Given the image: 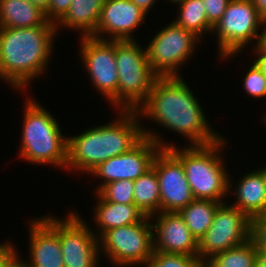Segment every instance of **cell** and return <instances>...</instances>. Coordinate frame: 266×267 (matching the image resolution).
I'll return each mask as SVG.
<instances>
[{
	"instance_id": "e0dca14e",
	"label": "cell",
	"mask_w": 266,
	"mask_h": 267,
	"mask_svg": "<svg viewBox=\"0 0 266 267\" xmlns=\"http://www.w3.org/2000/svg\"><path fill=\"white\" fill-rule=\"evenodd\" d=\"M30 257L19 260L23 267H64L62 246L57 232L43 219L31 221Z\"/></svg>"
},
{
	"instance_id": "3957f363",
	"label": "cell",
	"mask_w": 266,
	"mask_h": 267,
	"mask_svg": "<svg viewBox=\"0 0 266 267\" xmlns=\"http://www.w3.org/2000/svg\"><path fill=\"white\" fill-rule=\"evenodd\" d=\"M56 30V26L0 28V78L23 89L43 73Z\"/></svg>"
},
{
	"instance_id": "cb8c5ba5",
	"label": "cell",
	"mask_w": 266,
	"mask_h": 267,
	"mask_svg": "<svg viewBox=\"0 0 266 267\" xmlns=\"http://www.w3.org/2000/svg\"><path fill=\"white\" fill-rule=\"evenodd\" d=\"M256 258L257 248L250 239L242 245L213 255L202 267H256Z\"/></svg>"
},
{
	"instance_id": "ba28073f",
	"label": "cell",
	"mask_w": 266,
	"mask_h": 267,
	"mask_svg": "<svg viewBox=\"0 0 266 267\" xmlns=\"http://www.w3.org/2000/svg\"><path fill=\"white\" fill-rule=\"evenodd\" d=\"M264 21L252 0H230L223 17L213 27L218 34L220 56H233L252 39L259 41L258 29Z\"/></svg>"
},
{
	"instance_id": "6da1fadb",
	"label": "cell",
	"mask_w": 266,
	"mask_h": 267,
	"mask_svg": "<svg viewBox=\"0 0 266 267\" xmlns=\"http://www.w3.org/2000/svg\"><path fill=\"white\" fill-rule=\"evenodd\" d=\"M136 111L187 137L192 146H207L222 138L211 130L198 100L180 76H158Z\"/></svg>"
},
{
	"instance_id": "e575fe53",
	"label": "cell",
	"mask_w": 266,
	"mask_h": 267,
	"mask_svg": "<svg viewBox=\"0 0 266 267\" xmlns=\"http://www.w3.org/2000/svg\"><path fill=\"white\" fill-rule=\"evenodd\" d=\"M261 16L266 20V0H252Z\"/></svg>"
},
{
	"instance_id": "f546056e",
	"label": "cell",
	"mask_w": 266,
	"mask_h": 267,
	"mask_svg": "<svg viewBox=\"0 0 266 267\" xmlns=\"http://www.w3.org/2000/svg\"><path fill=\"white\" fill-rule=\"evenodd\" d=\"M208 22L214 27L223 17L230 0H202Z\"/></svg>"
},
{
	"instance_id": "9a60e30c",
	"label": "cell",
	"mask_w": 266,
	"mask_h": 267,
	"mask_svg": "<svg viewBox=\"0 0 266 267\" xmlns=\"http://www.w3.org/2000/svg\"><path fill=\"white\" fill-rule=\"evenodd\" d=\"M146 15L131 0H104L99 23L91 36L105 39L100 34L107 33L112 41L134 40L131 32L145 21Z\"/></svg>"
},
{
	"instance_id": "4316f807",
	"label": "cell",
	"mask_w": 266,
	"mask_h": 267,
	"mask_svg": "<svg viewBox=\"0 0 266 267\" xmlns=\"http://www.w3.org/2000/svg\"><path fill=\"white\" fill-rule=\"evenodd\" d=\"M146 267H202L198 257L184 254L153 252Z\"/></svg>"
},
{
	"instance_id": "d4e9b609",
	"label": "cell",
	"mask_w": 266,
	"mask_h": 267,
	"mask_svg": "<svg viewBox=\"0 0 266 267\" xmlns=\"http://www.w3.org/2000/svg\"><path fill=\"white\" fill-rule=\"evenodd\" d=\"M179 17L175 22L185 30L193 32L197 37L207 31L213 32V26L208 22L205 4L202 0H183L179 3Z\"/></svg>"
},
{
	"instance_id": "60d3db41",
	"label": "cell",
	"mask_w": 266,
	"mask_h": 267,
	"mask_svg": "<svg viewBox=\"0 0 266 267\" xmlns=\"http://www.w3.org/2000/svg\"><path fill=\"white\" fill-rule=\"evenodd\" d=\"M14 267H23L19 262Z\"/></svg>"
},
{
	"instance_id": "44dd1931",
	"label": "cell",
	"mask_w": 266,
	"mask_h": 267,
	"mask_svg": "<svg viewBox=\"0 0 266 267\" xmlns=\"http://www.w3.org/2000/svg\"><path fill=\"white\" fill-rule=\"evenodd\" d=\"M103 4L104 0H73L56 27L61 24L82 31L81 36H91L99 23Z\"/></svg>"
},
{
	"instance_id": "7c38bea8",
	"label": "cell",
	"mask_w": 266,
	"mask_h": 267,
	"mask_svg": "<svg viewBox=\"0 0 266 267\" xmlns=\"http://www.w3.org/2000/svg\"><path fill=\"white\" fill-rule=\"evenodd\" d=\"M145 138L132 150L111 157L100 163L90 173L105 179L97 188L98 192L105 184L118 180H135L152 168L154 158L161 148H166L163 140L155 132L143 129Z\"/></svg>"
},
{
	"instance_id": "52a82bcc",
	"label": "cell",
	"mask_w": 266,
	"mask_h": 267,
	"mask_svg": "<svg viewBox=\"0 0 266 267\" xmlns=\"http://www.w3.org/2000/svg\"><path fill=\"white\" fill-rule=\"evenodd\" d=\"M146 216L141 222L105 231L99 239L107 257L116 266L145 264L153 255V228ZM103 246V248L101 247Z\"/></svg>"
},
{
	"instance_id": "9c48e42d",
	"label": "cell",
	"mask_w": 266,
	"mask_h": 267,
	"mask_svg": "<svg viewBox=\"0 0 266 267\" xmlns=\"http://www.w3.org/2000/svg\"><path fill=\"white\" fill-rule=\"evenodd\" d=\"M225 204L217 208L212 225L198 242V259L202 264L207 258L251 239L252 219L238 208Z\"/></svg>"
},
{
	"instance_id": "5bb4252c",
	"label": "cell",
	"mask_w": 266,
	"mask_h": 267,
	"mask_svg": "<svg viewBox=\"0 0 266 267\" xmlns=\"http://www.w3.org/2000/svg\"><path fill=\"white\" fill-rule=\"evenodd\" d=\"M152 167L160 187V212L178 213L195 198L185 176L180 159L170 150L161 148Z\"/></svg>"
},
{
	"instance_id": "2e32d148",
	"label": "cell",
	"mask_w": 266,
	"mask_h": 267,
	"mask_svg": "<svg viewBox=\"0 0 266 267\" xmlns=\"http://www.w3.org/2000/svg\"><path fill=\"white\" fill-rule=\"evenodd\" d=\"M159 213L156 224H152V228L156 229V233L153 232L154 252L198 257V241L179 213Z\"/></svg>"
},
{
	"instance_id": "5b68a950",
	"label": "cell",
	"mask_w": 266,
	"mask_h": 267,
	"mask_svg": "<svg viewBox=\"0 0 266 267\" xmlns=\"http://www.w3.org/2000/svg\"><path fill=\"white\" fill-rule=\"evenodd\" d=\"M20 156L32 164L66 167V139L56 119L41 105L30 99L25 104Z\"/></svg>"
},
{
	"instance_id": "f35d334b",
	"label": "cell",
	"mask_w": 266,
	"mask_h": 267,
	"mask_svg": "<svg viewBox=\"0 0 266 267\" xmlns=\"http://www.w3.org/2000/svg\"><path fill=\"white\" fill-rule=\"evenodd\" d=\"M260 171L263 173L264 175V180H265V184H266V167L265 168H260Z\"/></svg>"
},
{
	"instance_id": "277c9868",
	"label": "cell",
	"mask_w": 266,
	"mask_h": 267,
	"mask_svg": "<svg viewBox=\"0 0 266 267\" xmlns=\"http://www.w3.org/2000/svg\"><path fill=\"white\" fill-rule=\"evenodd\" d=\"M224 141L221 138L207 146L191 145L182 150H178L174 145H167V149L180 159L195 199L223 203L221 200L230 191V178L219 155Z\"/></svg>"
},
{
	"instance_id": "d590c367",
	"label": "cell",
	"mask_w": 266,
	"mask_h": 267,
	"mask_svg": "<svg viewBox=\"0 0 266 267\" xmlns=\"http://www.w3.org/2000/svg\"><path fill=\"white\" fill-rule=\"evenodd\" d=\"M256 267H266V250H257Z\"/></svg>"
},
{
	"instance_id": "ac0fdd59",
	"label": "cell",
	"mask_w": 266,
	"mask_h": 267,
	"mask_svg": "<svg viewBox=\"0 0 266 267\" xmlns=\"http://www.w3.org/2000/svg\"><path fill=\"white\" fill-rule=\"evenodd\" d=\"M235 189L237 201L233 207L251 219L266 214V184L260 169L244 175Z\"/></svg>"
},
{
	"instance_id": "4dcf8cb0",
	"label": "cell",
	"mask_w": 266,
	"mask_h": 267,
	"mask_svg": "<svg viewBox=\"0 0 266 267\" xmlns=\"http://www.w3.org/2000/svg\"><path fill=\"white\" fill-rule=\"evenodd\" d=\"M72 1L73 0H50L48 8L45 10L48 21L56 25L68 12Z\"/></svg>"
},
{
	"instance_id": "74e56055",
	"label": "cell",
	"mask_w": 266,
	"mask_h": 267,
	"mask_svg": "<svg viewBox=\"0 0 266 267\" xmlns=\"http://www.w3.org/2000/svg\"><path fill=\"white\" fill-rule=\"evenodd\" d=\"M31 4L41 7L44 11L48 8L50 0H27Z\"/></svg>"
},
{
	"instance_id": "d6a6232c",
	"label": "cell",
	"mask_w": 266,
	"mask_h": 267,
	"mask_svg": "<svg viewBox=\"0 0 266 267\" xmlns=\"http://www.w3.org/2000/svg\"><path fill=\"white\" fill-rule=\"evenodd\" d=\"M258 58L254 61L257 67L266 75V51L258 44L255 46Z\"/></svg>"
},
{
	"instance_id": "30bf717a",
	"label": "cell",
	"mask_w": 266,
	"mask_h": 267,
	"mask_svg": "<svg viewBox=\"0 0 266 267\" xmlns=\"http://www.w3.org/2000/svg\"><path fill=\"white\" fill-rule=\"evenodd\" d=\"M198 38L172 22L160 30L145 49L151 69L158 76H179L177 68L190 58Z\"/></svg>"
},
{
	"instance_id": "7a4b0ae2",
	"label": "cell",
	"mask_w": 266,
	"mask_h": 267,
	"mask_svg": "<svg viewBox=\"0 0 266 267\" xmlns=\"http://www.w3.org/2000/svg\"><path fill=\"white\" fill-rule=\"evenodd\" d=\"M121 119L104 126L93 127L78 136L67 138L66 168L88 174L111 157L132 150L144 138L136 110H121Z\"/></svg>"
},
{
	"instance_id": "8fae6325",
	"label": "cell",
	"mask_w": 266,
	"mask_h": 267,
	"mask_svg": "<svg viewBox=\"0 0 266 267\" xmlns=\"http://www.w3.org/2000/svg\"><path fill=\"white\" fill-rule=\"evenodd\" d=\"M66 218L63 221L52 216L43 218L59 235L64 267H98V236L79 215L71 212Z\"/></svg>"
},
{
	"instance_id": "83f0119b",
	"label": "cell",
	"mask_w": 266,
	"mask_h": 267,
	"mask_svg": "<svg viewBox=\"0 0 266 267\" xmlns=\"http://www.w3.org/2000/svg\"><path fill=\"white\" fill-rule=\"evenodd\" d=\"M243 86L248 95L262 98L266 96V75L255 63L249 68Z\"/></svg>"
},
{
	"instance_id": "7402d4cb",
	"label": "cell",
	"mask_w": 266,
	"mask_h": 267,
	"mask_svg": "<svg viewBox=\"0 0 266 267\" xmlns=\"http://www.w3.org/2000/svg\"><path fill=\"white\" fill-rule=\"evenodd\" d=\"M221 204L218 201L194 199L178 212L198 242L212 225L214 214Z\"/></svg>"
},
{
	"instance_id": "8d00e7d4",
	"label": "cell",
	"mask_w": 266,
	"mask_h": 267,
	"mask_svg": "<svg viewBox=\"0 0 266 267\" xmlns=\"http://www.w3.org/2000/svg\"><path fill=\"white\" fill-rule=\"evenodd\" d=\"M264 28H263V31L261 32L260 34V37H259V41L257 42V44L263 49L266 51V20L264 21L263 25Z\"/></svg>"
},
{
	"instance_id": "836d02e7",
	"label": "cell",
	"mask_w": 266,
	"mask_h": 267,
	"mask_svg": "<svg viewBox=\"0 0 266 267\" xmlns=\"http://www.w3.org/2000/svg\"><path fill=\"white\" fill-rule=\"evenodd\" d=\"M136 6H138L142 11L148 13L149 9L157 2L156 0H131Z\"/></svg>"
},
{
	"instance_id": "8992f818",
	"label": "cell",
	"mask_w": 266,
	"mask_h": 267,
	"mask_svg": "<svg viewBox=\"0 0 266 267\" xmlns=\"http://www.w3.org/2000/svg\"><path fill=\"white\" fill-rule=\"evenodd\" d=\"M118 75L117 107L137 110L148 98L158 75L151 69L146 50L135 40L115 41Z\"/></svg>"
},
{
	"instance_id": "4fadbf2b",
	"label": "cell",
	"mask_w": 266,
	"mask_h": 267,
	"mask_svg": "<svg viewBox=\"0 0 266 267\" xmlns=\"http://www.w3.org/2000/svg\"><path fill=\"white\" fill-rule=\"evenodd\" d=\"M81 58L93 85L117 107L118 75L115 59V41L81 37Z\"/></svg>"
},
{
	"instance_id": "1f68e13d",
	"label": "cell",
	"mask_w": 266,
	"mask_h": 267,
	"mask_svg": "<svg viewBox=\"0 0 266 267\" xmlns=\"http://www.w3.org/2000/svg\"><path fill=\"white\" fill-rule=\"evenodd\" d=\"M16 252L13 244L0 245V267H14L19 262Z\"/></svg>"
},
{
	"instance_id": "ffe728a7",
	"label": "cell",
	"mask_w": 266,
	"mask_h": 267,
	"mask_svg": "<svg viewBox=\"0 0 266 267\" xmlns=\"http://www.w3.org/2000/svg\"><path fill=\"white\" fill-rule=\"evenodd\" d=\"M99 203L94 208L95 220L101 229L100 236L109 229L141 222L146 216L134 204L105 201L99 194Z\"/></svg>"
},
{
	"instance_id": "f1b7e54d",
	"label": "cell",
	"mask_w": 266,
	"mask_h": 267,
	"mask_svg": "<svg viewBox=\"0 0 266 267\" xmlns=\"http://www.w3.org/2000/svg\"><path fill=\"white\" fill-rule=\"evenodd\" d=\"M251 240L254 242L257 250H266V214L252 219Z\"/></svg>"
},
{
	"instance_id": "484cf974",
	"label": "cell",
	"mask_w": 266,
	"mask_h": 267,
	"mask_svg": "<svg viewBox=\"0 0 266 267\" xmlns=\"http://www.w3.org/2000/svg\"><path fill=\"white\" fill-rule=\"evenodd\" d=\"M105 201L134 204V181L125 179L105 184L98 192Z\"/></svg>"
},
{
	"instance_id": "603a6c76",
	"label": "cell",
	"mask_w": 266,
	"mask_h": 267,
	"mask_svg": "<svg viewBox=\"0 0 266 267\" xmlns=\"http://www.w3.org/2000/svg\"><path fill=\"white\" fill-rule=\"evenodd\" d=\"M134 205L148 217L160 212V187L155 169L152 167L145 174L134 180Z\"/></svg>"
},
{
	"instance_id": "d6986e66",
	"label": "cell",
	"mask_w": 266,
	"mask_h": 267,
	"mask_svg": "<svg viewBox=\"0 0 266 267\" xmlns=\"http://www.w3.org/2000/svg\"><path fill=\"white\" fill-rule=\"evenodd\" d=\"M56 26L48 21L45 11L27 0H0V28Z\"/></svg>"
},
{
	"instance_id": "ab89813d",
	"label": "cell",
	"mask_w": 266,
	"mask_h": 267,
	"mask_svg": "<svg viewBox=\"0 0 266 267\" xmlns=\"http://www.w3.org/2000/svg\"><path fill=\"white\" fill-rule=\"evenodd\" d=\"M169 1H172L171 3H175L177 5V3L183 1V0H169Z\"/></svg>"
}]
</instances>
